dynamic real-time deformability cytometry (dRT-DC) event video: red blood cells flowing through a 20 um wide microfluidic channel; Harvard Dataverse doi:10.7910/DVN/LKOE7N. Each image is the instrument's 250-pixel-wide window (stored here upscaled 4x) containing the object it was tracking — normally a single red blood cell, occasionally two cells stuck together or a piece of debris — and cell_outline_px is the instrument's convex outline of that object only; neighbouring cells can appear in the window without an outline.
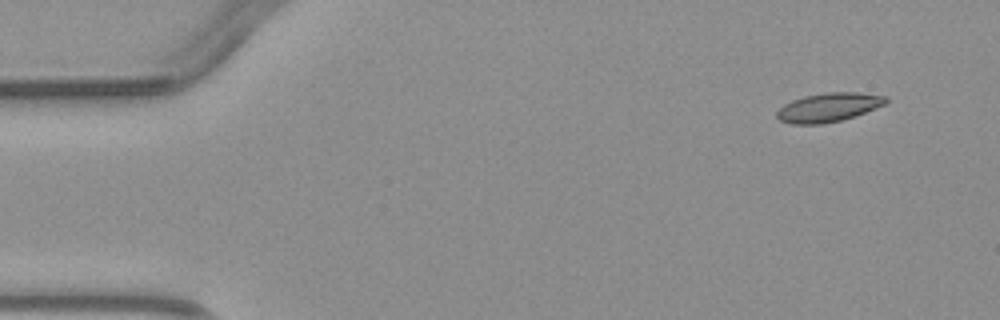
{"species": "common noctule bat (a hibernating species)", "species_latin": "Nyctalus noctula", "temperature_condition": "warm", "stored_images_in_passage": 5, "camera_frame_rate_fps": 3000, "um_per_image_px": 0.085, "animal": {"sex": "male", "body_mass_g": 23.1, "forearm_length_mm": 52.7}, "frame": {"image": 1, "passage_image": 1, "time_ms": 0.0, "image_size_px": [1000, 320], "cell_outline_px": [[888, 104], [856, 116], [840, 120], [820, 124], [792, 124], [780, 120], [776, 116], [776, 112], [784, 104], [792, 100], [804, 96], [824, 92], [856, 92], [888, 96]], "centroid_in_image_um": [70.47, 9.11], "position_along_channel_um": 14.5, "area_um2": 18.55}}
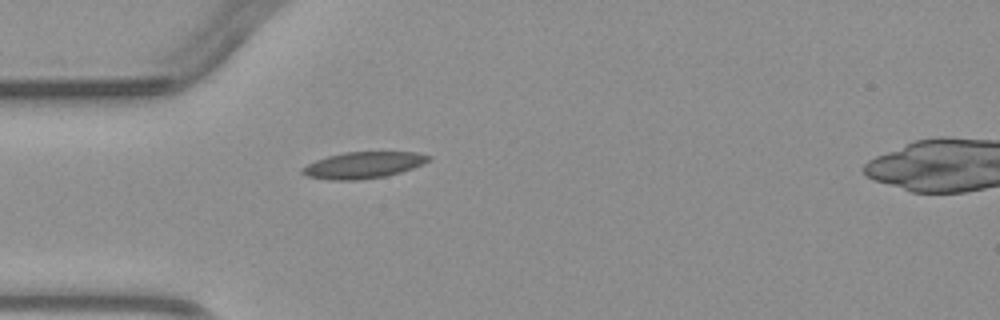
{"frame": {"image": 2, "passage_image": 4, "time_ms": 3.333, "image_size_px": [1000, 320], "cell_outline_px": [[432, 160], [424, 164], [400, 172], [384, 176], [356, 180], [332, 180], [308, 176], [300, 172], [300, 168], [316, 160], [328, 156], [344, 152], [416, 152], [432, 156]], "centroid_in_image_um": [30.9, 14.02], "position_along_channel_um": 54.1, "area_um2": 19.42}}